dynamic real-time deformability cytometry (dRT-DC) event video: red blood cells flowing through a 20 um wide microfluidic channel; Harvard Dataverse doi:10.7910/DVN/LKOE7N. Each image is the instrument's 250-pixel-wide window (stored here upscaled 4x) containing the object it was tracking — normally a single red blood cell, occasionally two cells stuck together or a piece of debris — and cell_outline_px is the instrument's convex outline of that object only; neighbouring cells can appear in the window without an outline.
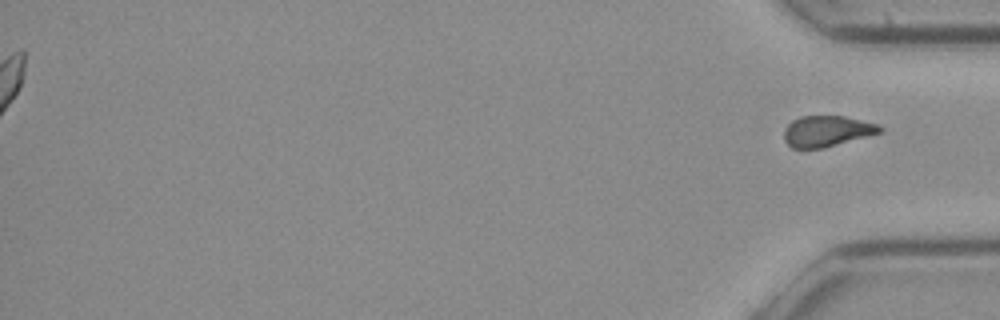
{"species": "common noctule bat (a hibernating species)", "species_latin": "Nyctalus noctula", "temperature_condition": "cold", "stored_images_in_passage": 46, "segment_of_instrument_passage": [2, 2], "camera_frame_rate_fps": 3000, "um_per_image_px": 0.085, "animal": {"sex": "female", "body_mass_g": 21.9}, "frame": {"image": 1, "passage_image": 46, "time_ms": 15.0, "image_size_px": [1000, 320], "cell_outline_px": [[884, 128], [880, 132], [824, 148], [792, 148], [784, 140], [784, 128], [792, 120], [800, 116], [844, 116], [880, 124]], "centroid_in_image_um": [70.27, 11.14], "position_along_channel_um": 364.9, "area_um2": 17.22}}